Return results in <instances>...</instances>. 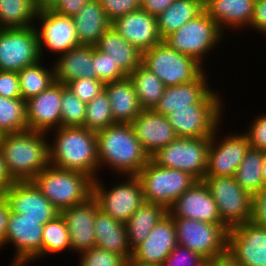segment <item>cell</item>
<instances>
[{"mask_svg":"<svg viewBox=\"0 0 266 266\" xmlns=\"http://www.w3.org/2000/svg\"><path fill=\"white\" fill-rule=\"evenodd\" d=\"M257 225L266 227V186L252 195V218Z\"/></svg>","mask_w":266,"mask_h":266,"instance_id":"obj_49","label":"cell"},{"mask_svg":"<svg viewBox=\"0 0 266 266\" xmlns=\"http://www.w3.org/2000/svg\"><path fill=\"white\" fill-rule=\"evenodd\" d=\"M262 179H263L264 186H266V152H265V156L263 159V165H262Z\"/></svg>","mask_w":266,"mask_h":266,"instance_id":"obj_58","label":"cell"},{"mask_svg":"<svg viewBox=\"0 0 266 266\" xmlns=\"http://www.w3.org/2000/svg\"><path fill=\"white\" fill-rule=\"evenodd\" d=\"M59 0H33L37 12L52 10Z\"/></svg>","mask_w":266,"mask_h":266,"instance_id":"obj_56","label":"cell"},{"mask_svg":"<svg viewBox=\"0 0 266 266\" xmlns=\"http://www.w3.org/2000/svg\"><path fill=\"white\" fill-rule=\"evenodd\" d=\"M121 178L122 180H118L117 184L114 182V185L109 187L110 189L108 187L106 189L103 181L99 180L100 177L94 179L92 196L98 202L101 211L125 223L145 200L141 182L136 175ZM123 178H126L124 182H122Z\"/></svg>","mask_w":266,"mask_h":266,"instance_id":"obj_9","label":"cell"},{"mask_svg":"<svg viewBox=\"0 0 266 266\" xmlns=\"http://www.w3.org/2000/svg\"><path fill=\"white\" fill-rule=\"evenodd\" d=\"M92 63H94L97 79L104 83L119 81L128 77L109 57V54L100 52L95 46H92Z\"/></svg>","mask_w":266,"mask_h":266,"instance_id":"obj_42","label":"cell"},{"mask_svg":"<svg viewBox=\"0 0 266 266\" xmlns=\"http://www.w3.org/2000/svg\"><path fill=\"white\" fill-rule=\"evenodd\" d=\"M41 60L34 26L0 29V70L19 72Z\"/></svg>","mask_w":266,"mask_h":266,"instance_id":"obj_14","label":"cell"},{"mask_svg":"<svg viewBox=\"0 0 266 266\" xmlns=\"http://www.w3.org/2000/svg\"><path fill=\"white\" fill-rule=\"evenodd\" d=\"M95 48L109 54L127 76L142 64V52L126 41L112 25L100 36Z\"/></svg>","mask_w":266,"mask_h":266,"instance_id":"obj_29","label":"cell"},{"mask_svg":"<svg viewBox=\"0 0 266 266\" xmlns=\"http://www.w3.org/2000/svg\"><path fill=\"white\" fill-rule=\"evenodd\" d=\"M214 198L222 223L231 229L252 218V195L234 176L204 177L202 180Z\"/></svg>","mask_w":266,"mask_h":266,"instance_id":"obj_10","label":"cell"},{"mask_svg":"<svg viewBox=\"0 0 266 266\" xmlns=\"http://www.w3.org/2000/svg\"><path fill=\"white\" fill-rule=\"evenodd\" d=\"M107 19L112 23L115 19L130 12L141 9V0H99Z\"/></svg>","mask_w":266,"mask_h":266,"instance_id":"obj_46","label":"cell"},{"mask_svg":"<svg viewBox=\"0 0 266 266\" xmlns=\"http://www.w3.org/2000/svg\"><path fill=\"white\" fill-rule=\"evenodd\" d=\"M249 28L266 36V0H255L253 17Z\"/></svg>","mask_w":266,"mask_h":266,"instance_id":"obj_50","label":"cell"},{"mask_svg":"<svg viewBox=\"0 0 266 266\" xmlns=\"http://www.w3.org/2000/svg\"><path fill=\"white\" fill-rule=\"evenodd\" d=\"M2 195L11 212L38 219L43 225L60 214L33 181H15Z\"/></svg>","mask_w":266,"mask_h":266,"instance_id":"obj_18","label":"cell"},{"mask_svg":"<svg viewBox=\"0 0 266 266\" xmlns=\"http://www.w3.org/2000/svg\"><path fill=\"white\" fill-rule=\"evenodd\" d=\"M94 231L96 247L119 254L126 260L132 257L125 223L113 219L99 209L95 217Z\"/></svg>","mask_w":266,"mask_h":266,"instance_id":"obj_28","label":"cell"},{"mask_svg":"<svg viewBox=\"0 0 266 266\" xmlns=\"http://www.w3.org/2000/svg\"><path fill=\"white\" fill-rule=\"evenodd\" d=\"M88 1L90 0H59L52 10L57 14L73 17Z\"/></svg>","mask_w":266,"mask_h":266,"instance_id":"obj_51","label":"cell"},{"mask_svg":"<svg viewBox=\"0 0 266 266\" xmlns=\"http://www.w3.org/2000/svg\"><path fill=\"white\" fill-rule=\"evenodd\" d=\"M205 266H242V265L226 252L211 260H207Z\"/></svg>","mask_w":266,"mask_h":266,"instance_id":"obj_55","label":"cell"},{"mask_svg":"<svg viewBox=\"0 0 266 266\" xmlns=\"http://www.w3.org/2000/svg\"><path fill=\"white\" fill-rule=\"evenodd\" d=\"M211 137H177L150 158L159 166L185 171L202 181L208 165Z\"/></svg>","mask_w":266,"mask_h":266,"instance_id":"obj_8","label":"cell"},{"mask_svg":"<svg viewBox=\"0 0 266 266\" xmlns=\"http://www.w3.org/2000/svg\"><path fill=\"white\" fill-rule=\"evenodd\" d=\"M206 261L198 253L187 247L177 245L161 266H205Z\"/></svg>","mask_w":266,"mask_h":266,"instance_id":"obj_45","label":"cell"},{"mask_svg":"<svg viewBox=\"0 0 266 266\" xmlns=\"http://www.w3.org/2000/svg\"><path fill=\"white\" fill-rule=\"evenodd\" d=\"M167 214L164 206L145 201L125 222L130 248L133 250L145 241L155 225Z\"/></svg>","mask_w":266,"mask_h":266,"instance_id":"obj_32","label":"cell"},{"mask_svg":"<svg viewBox=\"0 0 266 266\" xmlns=\"http://www.w3.org/2000/svg\"><path fill=\"white\" fill-rule=\"evenodd\" d=\"M98 210V202L91 196L60 212L67 224L72 252L80 254L95 247L94 223Z\"/></svg>","mask_w":266,"mask_h":266,"instance_id":"obj_21","label":"cell"},{"mask_svg":"<svg viewBox=\"0 0 266 266\" xmlns=\"http://www.w3.org/2000/svg\"><path fill=\"white\" fill-rule=\"evenodd\" d=\"M54 64L55 81L66 85L79 79H97L92 63V46L80 45L61 54Z\"/></svg>","mask_w":266,"mask_h":266,"instance_id":"obj_27","label":"cell"},{"mask_svg":"<svg viewBox=\"0 0 266 266\" xmlns=\"http://www.w3.org/2000/svg\"><path fill=\"white\" fill-rule=\"evenodd\" d=\"M111 25L141 52L163 41L158 31L157 17L142 9L118 17Z\"/></svg>","mask_w":266,"mask_h":266,"instance_id":"obj_24","label":"cell"},{"mask_svg":"<svg viewBox=\"0 0 266 266\" xmlns=\"http://www.w3.org/2000/svg\"><path fill=\"white\" fill-rule=\"evenodd\" d=\"M43 227L38 219L27 218L24 214L10 211L6 236L0 243L2 249L9 243L15 248L9 266H27L30 262L34 263L33 261L42 258Z\"/></svg>","mask_w":266,"mask_h":266,"instance_id":"obj_13","label":"cell"},{"mask_svg":"<svg viewBox=\"0 0 266 266\" xmlns=\"http://www.w3.org/2000/svg\"><path fill=\"white\" fill-rule=\"evenodd\" d=\"M36 14L33 0H0V29L34 26Z\"/></svg>","mask_w":266,"mask_h":266,"instance_id":"obj_36","label":"cell"},{"mask_svg":"<svg viewBox=\"0 0 266 266\" xmlns=\"http://www.w3.org/2000/svg\"><path fill=\"white\" fill-rule=\"evenodd\" d=\"M0 96L22 98L17 72L0 70Z\"/></svg>","mask_w":266,"mask_h":266,"instance_id":"obj_48","label":"cell"},{"mask_svg":"<svg viewBox=\"0 0 266 266\" xmlns=\"http://www.w3.org/2000/svg\"><path fill=\"white\" fill-rule=\"evenodd\" d=\"M250 123L248 132H243L248 138L250 147L266 152V113L255 117Z\"/></svg>","mask_w":266,"mask_h":266,"instance_id":"obj_47","label":"cell"},{"mask_svg":"<svg viewBox=\"0 0 266 266\" xmlns=\"http://www.w3.org/2000/svg\"><path fill=\"white\" fill-rule=\"evenodd\" d=\"M78 257V266H125L126 259L114 252L107 251L99 247L90 248Z\"/></svg>","mask_w":266,"mask_h":266,"instance_id":"obj_43","label":"cell"},{"mask_svg":"<svg viewBox=\"0 0 266 266\" xmlns=\"http://www.w3.org/2000/svg\"><path fill=\"white\" fill-rule=\"evenodd\" d=\"M53 131L54 139L49 141L50 165L82 172L93 180L99 175V159L96 132L84 126L59 127Z\"/></svg>","mask_w":266,"mask_h":266,"instance_id":"obj_1","label":"cell"},{"mask_svg":"<svg viewBox=\"0 0 266 266\" xmlns=\"http://www.w3.org/2000/svg\"><path fill=\"white\" fill-rule=\"evenodd\" d=\"M96 137L99 171L110 167L119 176L137 175L150 160L131 123H115L98 131Z\"/></svg>","mask_w":266,"mask_h":266,"instance_id":"obj_2","label":"cell"},{"mask_svg":"<svg viewBox=\"0 0 266 266\" xmlns=\"http://www.w3.org/2000/svg\"><path fill=\"white\" fill-rule=\"evenodd\" d=\"M104 90L108 95L116 123H131L142 112L143 108L129 77L105 83Z\"/></svg>","mask_w":266,"mask_h":266,"instance_id":"obj_30","label":"cell"},{"mask_svg":"<svg viewBox=\"0 0 266 266\" xmlns=\"http://www.w3.org/2000/svg\"><path fill=\"white\" fill-rule=\"evenodd\" d=\"M62 84L55 82L26 101L28 130L48 133L61 127Z\"/></svg>","mask_w":266,"mask_h":266,"instance_id":"obj_22","label":"cell"},{"mask_svg":"<svg viewBox=\"0 0 266 266\" xmlns=\"http://www.w3.org/2000/svg\"><path fill=\"white\" fill-rule=\"evenodd\" d=\"M28 130L26 101L0 96V135Z\"/></svg>","mask_w":266,"mask_h":266,"instance_id":"obj_38","label":"cell"},{"mask_svg":"<svg viewBox=\"0 0 266 266\" xmlns=\"http://www.w3.org/2000/svg\"><path fill=\"white\" fill-rule=\"evenodd\" d=\"M177 245L175 223L167 214L155 225L147 239L132 250L131 259L161 265Z\"/></svg>","mask_w":266,"mask_h":266,"instance_id":"obj_23","label":"cell"},{"mask_svg":"<svg viewBox=\"0 0 266 266\" xmlns=\"http://www.w3.org/2000/svg\"><path fill=\"white\" fill-rule=\"evenodd\" d=\"M35 21L37 24L35 23L34 27L42 60L46 48V51L55 53L57 58L58 55L81 45L72 16L60 15L53 10H43L37 12Z\"/></svg>","mask_w":266,"mask_h":266,"instance_id":"obj_15","label":"cell"},{"mask_svg":"<svg viewBox=\"0 0 266 266\" xmlns=\"http://www.w3.org/2000/svg\"><path fill=\"white\" fill-rule=\"evenodd\" d=\"M86 103L82 102L64 84L61 97V126H84Z\"/></svg>","mask_w":266,"mask_h":266,"instance_id":"obj_41","label":"cell"},{"mask_svg":"<svg viewBox=\"0 0 266 266\" xmlns=\"http://www.w3.org/2000/svg\"><path fill=\"white\" fill-rule=\"evenodd\" d=\"M227 253L242 266H266V227L249 220L229 229Z\"/></svg>","mask_w":266,"mask_h":266,"instance_id":"obj_17","label":"cell"},{"mask_svg":"<svg viewBox=\"0 0 266 266\" xmlns=\"http://www.w3.org/2000/svg\"><path fill=\"white\" fill-rule=\"evenodd\" d=\"M136 176L141 182L144 200L166 209L198 181L185 171L161 167L151 158Z\"/></svg>","mask_w":266,"mask_h":266,"instance_id":"obj_6","label":"cell"},{"mask_svg":"<svg viewBox=\"0 0 266 266\" xmlns=\"http://www.w3.org/2000/svg\"><path fill=\"white\" fill-rule=\"evenodd\" d=\"M175 0H141V9L150 15L158 16Z\"/></svg>","mask_w":266,"mask_h":266,"instance_id":"obj_52","label":"cell"},{"mask_svg":"<svg viewBox=\"0 0 266 266\" xmlns=\"http://www.w3.org/2000/svg\"><path fill=\"white\" fill-rule=\"evenodd\" d=\"M15 181L12 179L6 168L3 160V155L0 150V194L9 188Z\"/></svg>","mask_w":266,"mask_h":266,"instance_id":"obj_54","label":"cell"},{"mask_svg":"<svg viewBox=\"0 0 266 266\" xmlns=\"http://www.w3.org/2000/svg\"><path fill=\"white\" fill-rule=\"evenodd\" d=\"M125 266H161L157 264H146L139 261L132 260L131 258L128 259L125 263Z\"/></svg>","mask_w":266,"mask_h":266,"instance_id":"obj_57","label":"cell"},{"mask_svg":"<svg viewBox=\"0 0 266 266\" xmlns=\"http://www.w3.org/2000/svg\"><path fill=\"white\" fill-rule=\"evenodd\" d=\"M42 59L37 63L24 67L18 73L22 99L24 101L37 96L55 83L54 67L44 66Z\"/></svg>","mask_w":266,"mask_h":266,"instance_id":"obj_35","label":"cell"},{"mask_svg":"<svg viewBox=\"0 0 266 266\" xmlns=\"http://www.w3.org/2000/svg\"><path fill=\"white\" fill-rule=\"evenodd\" d=\"M208 77L204 71L191 83L165 87L164 94L154 110L166 116L173 109L189 108V105L198 102H222L223 99L218 91L209 88Z\"/></svg>","mask_w":266,"mask_h":266,"instance_id":"obj_20","label":"cell"},{"mask_svg":"<svg viewBox=\"0 0 266 266\" xmlns=\"http://www.w3.org/2000/svg\"><path fill=\"white\" fill-rule=\"evenodd\" d=\"M142 64L165 87L191 83L205 71L204 65L194 57L174 50L164 41L142 52Z\"/></svg>","mask_w":266,"mask_h":266,"instance_id":"obj_5","label":"cell"},{"mask_svg":"<svg viewBox=\"0 0 266 266\" xmlns=\"http://www.w3.org/2000/svg\"><path fill=\"white\" fill-rule=\"evenodd\" d=\"M264 156V151L250 147L236 170L234 176L236 182L251 195L258 192L264 186L262 179Z\"/></svg>","mask_w":266,"mask_h":266,"instance_id":"obj_37","label":"cell"},{"mask_svg":"<svg viewBox=\"0 0 266 266\" xmlns=\"http://www.w3.org/2000/svg\"><path fill=\"white\" fill-rule=\"evenodd\" d=\"M48 133L25 130L0 135V150L14 181H32L49 163Z\"/></svg>","mask_w":266,"mask_h":266,"instance_id":"obj_3","label":"cell"},{"mask_svg":"<svg viewBox=\"0 0 266 266\" xmlns=\"http://www.w3.org/2000/svg\"><path fill=\"white\" fill-rule=\"evenodd\" d=\"M131 125L136 138L149 157L177 138L168 118L158 114L154 109H143Z\"/></svg>","mask_w":266,"mask_h":266,"instance_id":"obj_25","label":"cell"},{"mask_svg":"<svg viewBox=\"0 0 266 266\" xmlns=\"http://www.w3.org/2000/svg\"><path fill=\"white\" fill-rule=\"evenodd\" d=\"M73 21L81 45L95 46L100 36L111 25L99 0L86 2L81 10L73 16Z\"/></svg>","mask_w":266,"mask_h":266,"instance_id":"obj_31","label":"cell"},{"mask_svg":"<svg viewBox=\"0 0 266 266\" xmlns=\"http://www.w3.org/2000/svg\"><path fill=\"white\" fill-rule=\"evenodd\" d=\"M219 131L218 127L211 137L208 165L204 177L235 176L237 168L250 148V143L244 133L229 134L223 138L219 137Z\"/></svg>","mask_w":266,"mask_h":266,"instance_id":"obj_16","label":"cell"},{"mask_svg":"<svg viewBox=\"0 0 266 266\" xmlns=\"http://www.w3.org/2000/svg\"><path fill=\"white\" fill-rule=\"evenodd\" d=\"M71 250L70 236L65 219L61 214L44 224L42 232V258Z\"/></svg>","mask_w":266,"mask_h":266,"instance_id":"obj_39","label":"cell"},{"mask_svg":"<svg viewBox=\"0 0 266 266\" xmlns=\"http://www.w3.org/2000/svg\"><path fill=\"white\" fill-rule=\"evenodd\" d=\"M254 4L255 0H206L204 8L223 32L227 29L238 31L249 28Z\"/></svg>","mask_w":266,"mask_h":266,"instance_id":"obj_26","label":"cell"},{"mask_svg":"<svg viewBox=\"0 0 266 266\" xmlns=\"http://www.w3.org/2000/svg\"><path fill=\"white\" fill-rule=\"evenodd\" d=\"M177 244L211 260L227 252L229 229L224 224H212L188 218H173Z\"/></svg>","mask_w":266,"mask_h":266,"instance_id":"obj_11","label":"cell"},{"mask_svg":"<svg viewBox=\"0 0 266 266\" xmlns=\"http://www.w3.org/2000/svg\"><path fill=\"white\" fill-rule=\"evenodd\" d=\"M204 10L202 0H175L164 12L157 16L160 36L164 40Z\"/></svg>","mask_w":266,"mask_h":266,"instance_id":"obj_33","label":"cell"},{"mask_svg":"<svg viewBox=\"0 0 266 266\" xmlns=\"http://www.w3.org/2000/svg\"><path fill=\"white\" fill-rule=\"evenodd\" d=\"M128 77L134 85L141 107L154 109L164 94L165 85L162 81L143 64Z\"/></svg>","mask_w":266,"mask_h":266,"instance_id":"obj_34","label":"cell"},{"mask_svg":"<svg viewBox=\"0 0 266 266\" xmlns=\"http://www.w3.org/2000/svg\"><path fill=\"white\" fill-rule=\"evenodd\" d=\"M172 218H188L212 224H223L217 204L203 181H197L167 209Z\"/></svg>","mask_w":266,"mask_h":266,"instance_id":"obj_19","label":"cell"},{"mask_svg":"<svg viewBox=\"0 0 266 266\" xmlns=\"http://www.w3.org/2000/svg\"><path fill=\"white\" fill-rule=\"evenodd\" d=\"M10 207L7 200L0 194V243L5 239Z\"/></svg>","mask_w":266,"mask_h":266,"instance_id":"obj_53","label":"cell"},{"mask_svg":"<svg viewBox=\"0 0 266 266\" xmlns=\"http://www.w3.org/2000/svg\"><path fill=\"white\" fill-rule=\"evenodd\" d=\"M32 181L60 212L92 196L93 179L82 172L49 164Z\"/></svg>","mask_w":266,"mask_h":266,"instance_id":"obj_4","label":"cell"},{"mask_svg":"<svg viewBox=\"0 0 266 266\" xmlns=\"http://www.w3.org/2000/svg\"><path fill=\"white\" fill-rule=\"evenodd\" d=\"M115 123L110 101L104 90L86 104L84 127L97 133Z\"/></svg>","mask_w":266,"mask_h":266,"instance_id":"obj_40","label":"cell"},{"mask_svg":"<svg viewBox=\"0 0 266 266\" xmlns=\"http://www.w3.org/2000/svg\"><path fill=\"white\" fill-rule=\"evenodd\" d=\"M223 102H198L189 108L173 109L166 117L177 137H212L222 125Z\"/></svg>","mask_w":266,"mask_h":266,"instance_id":"obj_12","label":"cell"},{"mask_svg":"<svg viewBox=\"0 0 266 266\" xmlns=\"http://www.w3.org/2000/svg\"><path fill=\"white\" fill-rule=\"evenodd\" d=\"M226 32L204 10L194 19L183 24L176 32L167 36L163 41L174 50L190 55L202 65L204 57L214 48H218ZM220 42V43H219ZM204 60V61H203Z\"/></svg>","mask_w":266,"mask_h":266,"instance_id":"obj_7","label":"cell"},{"mask_svg":"<svg viewBox=\"0 0 266 266\" xmlns=\"http://www.w3.org/2000/svg\"><path fill=\"white\" fill-rule=\"evenodd\" d=\"M82 102L89 103L104 91L105 83L98 79L79 78L65 85Z\"/></svg>","mask_w":266,"mask_h":266,"instance_id":"obj_44","label":"cell"}]
</instances>
